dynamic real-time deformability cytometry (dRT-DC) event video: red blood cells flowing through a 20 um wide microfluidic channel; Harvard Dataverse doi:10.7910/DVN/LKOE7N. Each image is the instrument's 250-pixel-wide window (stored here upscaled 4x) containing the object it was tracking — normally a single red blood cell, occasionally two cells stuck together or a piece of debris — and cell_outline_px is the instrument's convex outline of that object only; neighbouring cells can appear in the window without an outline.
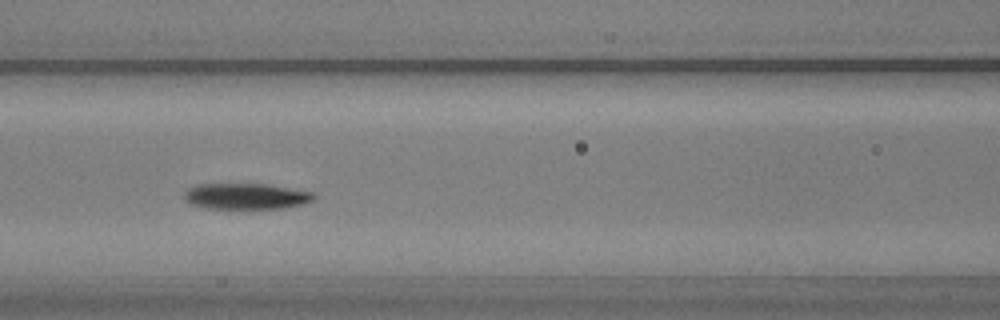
{"species": "common noctule bat (a hibernating species)", "species_latin": "Nyctalus noctula", "temperature_condition": "warm", "stored_images_in_passage": 49, "camera_frame_rate_fps": 3000, "um_per_image_px": 0.085, "animal": {"sex": "male", "body_mass_g": 20.5, "forearm_length_mm": 52.5}, "frame": {"image": 1, "passage_image": 18, "time_ms": 5.667, "image_size_px": [1000, 320], "cell_outline_px": [[316, 196], [312, 200], [304, 204], [284, 208], [208, 208], [192, 204], [184, 200], [184, 192], [188, 188], [200, 184], [268, 184], [312, 192]], "centroid_in_image_um": [20.92, 16.68], "position_along_channel_um": 145.7, "area_um2": 19.48}}
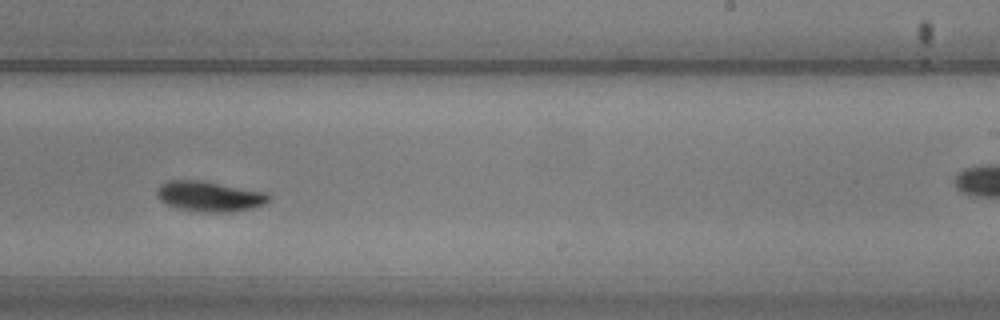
{"frame": {"image": 2, "passage_image": 28, "time_ms": 9.0, "image_size_px": [1000, 320], "cell_outline_px": [[272, 196], [264, 204], [252, 208], [236, 212], [200, 212], [180, 208], [168, 204], [160, 200], [156, 192], [160, 184], [168, 180], [200, 180], [268, 192]], "centroid_in_image_um": [17.84, 16.68], "position_along_channel_um": 271.2, "area_um2": 19.83}}
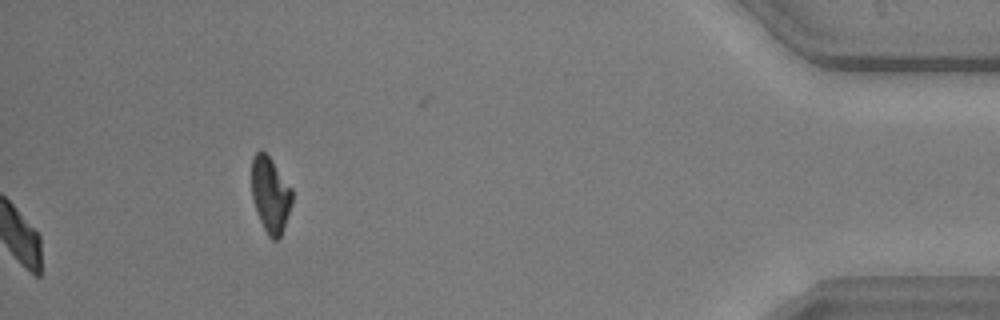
{"frame": {"image": 3, "passage_image": 49, "time_ms": 16.0, "image_size_px": [1000, 320], "cell_outline_px": [[292, 204], [280, 236], [276, 240], [272, 240], [268, 236], [260, 220], [252, 196], [252, 156], [260, 148], [272, 160], [292, 188]], "centroid_in_image_um": [22.98, 16.52], "position_along_channel_um": 412.2, "area_um2": 17.69}, "authors_computed_cell_mechanics": {"area_um2": 19.4786, "velocity_mm_per_s": 3.7836, "shape_relaxation_time_tau1_ms": 3.6246, "shape_relaxation_time_tau2_ms": 1.5971, "deformation_change_tau1": 0.1623, "deformation_change_tau2": 0.0414}}